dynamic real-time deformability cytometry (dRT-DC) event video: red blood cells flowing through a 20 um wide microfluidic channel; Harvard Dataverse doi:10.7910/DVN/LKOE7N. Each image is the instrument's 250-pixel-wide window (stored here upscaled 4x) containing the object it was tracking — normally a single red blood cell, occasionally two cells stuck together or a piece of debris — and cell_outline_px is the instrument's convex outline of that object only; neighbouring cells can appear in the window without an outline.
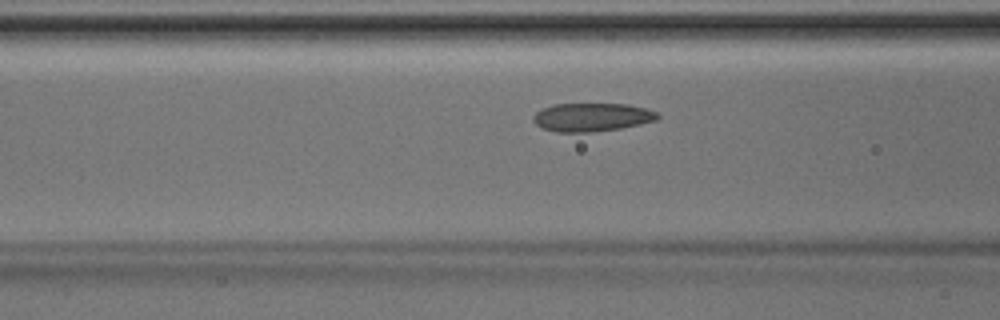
{"species": "Egyptian fruit bat (a non-hibernating species)", "species_latin": "Rousettus aegyptiacus", "temperature_condition": "room temperature", "stored_images_in_passage": 41, "camera_frame_rate_fps": 3000, "um_per_image_px": 0.085, "animal": {"sex": "male"}, "frame": {"image": 1, "passage_image": 13, "time_ms": 4.0, "image_size_px": [1000, 320], "cell_outline_px": [[660, 116], [656, 120], [640, 124], [620, 128], [588, 132], [556, 132], [540, 128], [532, 120], [532, 116], [540, 108], [552, 104], [628, 104], [648, 108], [656, 112]], "centroid_in_image_um": [50.27, 9.95], "position_along_channel_um": 116.3, "area_um2": 20.75}}
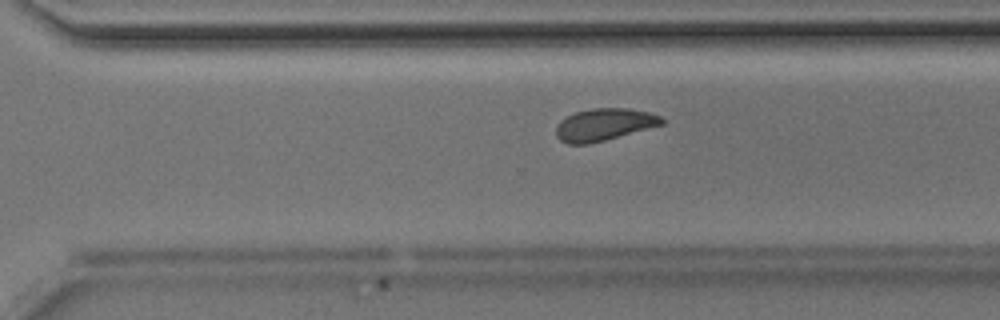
{"frame": {"image": 2, "passage_image": 27, "time_ms": 8.667, "image_size_px": [1000, 320], "cell_outline_px": [[664, 124], [604, 140], [588, 144], [568, 144], [560, 140], [556, 136], [556, 124], [560, 120], [576, 112], [592, 108], [628, 108], [648, 112], [660, 116], [664, 120]], "centroid_in_image_um": [51.32, 10.59], "position_along_channel_um": 319.3, "area_um2": 19.71}}
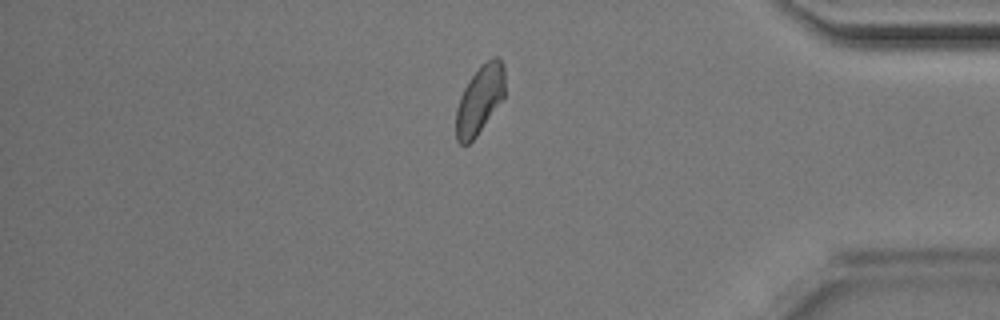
{"frame": {"image": 3, "passage_image": 34, "time_ms": 11.0, "image_size_px": [1000, 320], "cell_outline_px": [[504, 96], [476, 136], [468, 144], [460, 144], [456, 140], [456, 108], [460, 96], [464, 88], [480, 64], [492, 56], [500, 56], [504, 68]], "centroid_in_image_um": [40.77, 8.43], "position_along_channel_um": 394.4, "area_um2": 19.36}}